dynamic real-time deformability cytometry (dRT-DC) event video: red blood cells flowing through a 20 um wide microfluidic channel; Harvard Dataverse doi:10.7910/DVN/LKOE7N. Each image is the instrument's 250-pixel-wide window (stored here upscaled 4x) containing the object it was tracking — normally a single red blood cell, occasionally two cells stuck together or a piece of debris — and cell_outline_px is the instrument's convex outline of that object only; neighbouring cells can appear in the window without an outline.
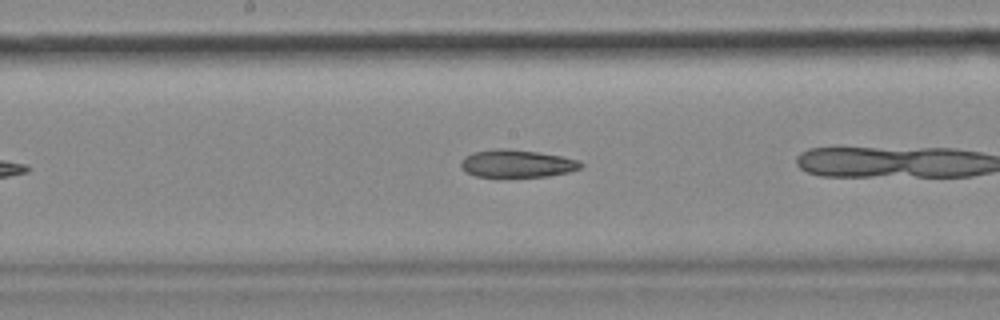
{"species": "common noctule bat (a hibernating species)", "species_latin": "Nyctalus noctula", "temperature_condition": "cold", "stored_images_in_passage": 20, "camera_frame_rate_fps": 3000, "um_per_image_px": 0.085, "animal": {"sex": "female", "body_mass_g": 18.4}, "frame": {"image": 1, "passage_image": 12, "time_ms": 3.667, "image_size_px": [1000, 320], "cell_outline_px": [[584, 164], [580, 168], [568, 172], [548, 176], [476, 176], [464, 172], [460, 168], [460, 160], [464, 156], [472, 152], [496, 148], [508, 148], [540, 152], [580, 160]], "centroid_in_image_um": [43.9, 13.88], "position_along_channel_um": 204.3, "area_um2": 19.48}}